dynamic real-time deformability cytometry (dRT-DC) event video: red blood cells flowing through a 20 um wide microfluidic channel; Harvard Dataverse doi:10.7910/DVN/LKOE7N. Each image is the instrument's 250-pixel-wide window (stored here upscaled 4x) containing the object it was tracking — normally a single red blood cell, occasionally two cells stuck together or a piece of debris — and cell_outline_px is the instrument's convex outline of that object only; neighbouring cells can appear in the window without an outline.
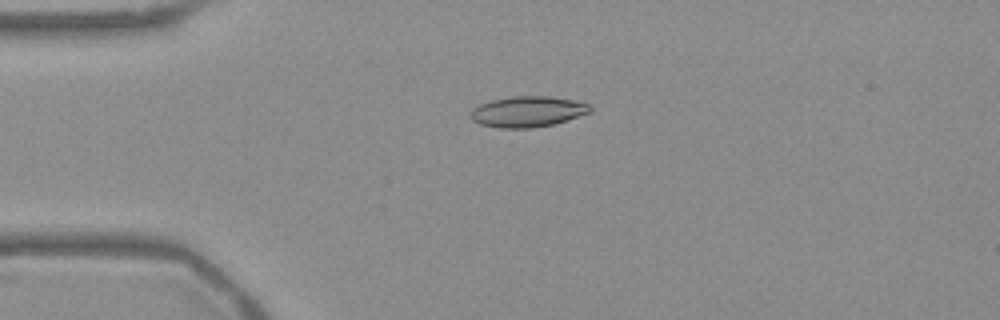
{"species": "Egyptian fruit bat (a non-hibernating species)", "species_latin": "Rousettus aegyptiacus", "temperature_condition": "warm", "stored_images_in_passage": 44, "camera_frame_rate_fps": 3000, "um_per_image_px": 0.085, "frame": {"image": 1, "passage_image": 3, "time_ms": 0.667, "image_size_px": [1000, 320], "cell_outline_px": [[592, 112], [568, 120], [552, 124], [528, 128], [500, 128], [480, 124], [472, 120], [468, 116], [468, 112], [472, 108], [480, 104], [492, 100], [512, 96], [548, 96], [572, 100], [588, 104], [592, 108]], "centroid_in_image_um": [44.81, 9.49], "position_along_channel_um": 40.2, "area_um2": 21.5}}
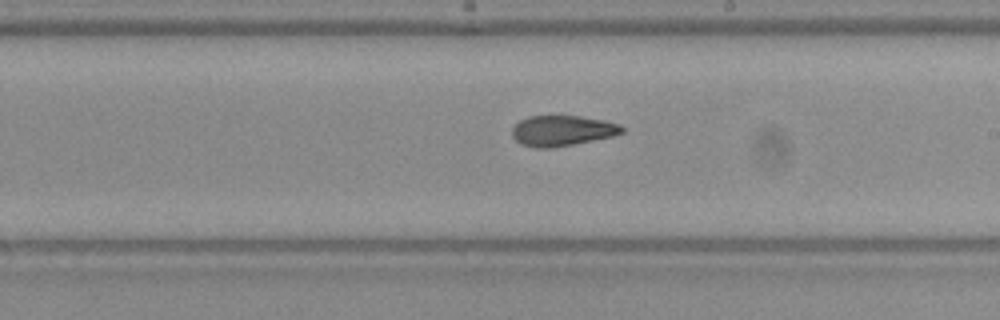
{"frame": {"image": 2, "passage_image": 21, "time_ms": 6.667, "image_size_px": [1000, 320], "cell_outline_px": [[624, 132], [612, 136], [552, 148], [536, 148], [520, 144], [512, 136], [512, 128], [520, 120], [528, 116], [580, 116], [604, 120], [620, 124], [624, 128]], "centroid_in_image_um": [47.77, 11.1], "position_along_channel_um": 241.2, "area_um2": 19.48}}
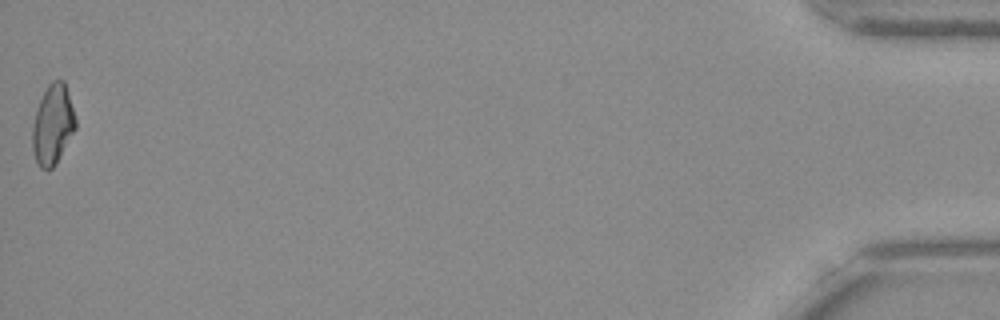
{"frame": {"image": 3, "passage_image": 44, "time_ms": 14.333, "image_size_px": [1000, 320], "cell_outline_px": [[76, 128], [56, 164], [52, 168], [40, 168], [36, 160], [32, 148], [32, 128], [36, 108], [48, 84], [52, 80], [64, 80], [68, 92], [76, 120]], "centroid_in_image_um": [4.48, 10.58], "position_along_channel_um": 430.7, "area_um2": 20.0}, "authors_computed_cell_mechanics": {"area_um2": 19.8543, "velocity_mm_per_s": 3.7785, "shape_relaxation_time_tau1_ms": null, "shape_relaxation_time_tau2_ms": 3.2265, "deformation_change_tau1": null, "deformation_change_tau2": 0.106}}